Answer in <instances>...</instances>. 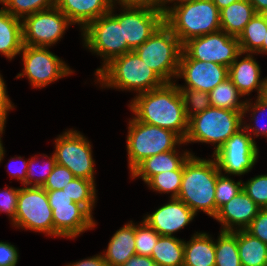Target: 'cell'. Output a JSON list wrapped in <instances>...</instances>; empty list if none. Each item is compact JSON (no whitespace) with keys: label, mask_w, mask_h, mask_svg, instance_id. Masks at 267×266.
Returning a JSON list of instances; mask_svg holds the SVG:
<instances>
[{"label":"cell","mask_w":267,"mask_h":266,"mask_svg":"<svg viewBox=\"0 0 267 266\" xmlns=\"http://www.w3.org/2000/svg\"><path fill=\"white\" fill-rule=\"evenodd\" d=\"M123 9V10H122ZM116 14L123 21L124 40H127L128 52L144 43L164 23L161 9L123 7Z\"/></svg>","instance_id":"2e32d148"},{"label":"cell","mask_w":267,"mask_h":266,"mask_svg":"<svg viewBox=\"0 0 267 266\" xmlns=\"http://www.w3.org/2000/svg\"><path fill=\"white\" fill-rule=\"evenodd\" d=\"M267 32V14L256 13L238 37L240 51L255 53L262 47Z\"/></svg>","instance_id":"f1b7e54d"},{"label":"cell","mask_w":267,"mask_h":266,"mask_svg":"<svg viewBox=\"0 0 267 266\" xmlns=\"http://www.w3.org/2000/svg\"><path fill=\"white\" fill-rule=\"evenodd\" d=\"M260 209L242 190L218 209L214 219L222 225L221 231L245 230Z\"/></svg>","instance_id":"d6986e66"},{"label":"cell","mask_w":267,"mask_h":266,"mask_svg":"<svg viewBox=\"0 0 267 266\" xmlns=\"http://www.w3.org/2000/svg\"><path fill=\"white\" fill-rule=\"evenodd\" d=\"M69 25L70 20L56 6L27 15L22 19L23 45L51 48Z\"/></svg>","instance_id":"4fadbf2b"},{"label":"cell","mask_w":267,"mask_h":266,"mask_svg":"<svg viewBox=\"0 0 267 266\" xmlns=\"http://www.w3.org/2000/svg\"><path fill=\"white\" fill-rule=\"evenodd\" d=\"M258 14H267V0H248Z\"/></svg>","instance_id":"816d5d0a"},{"label":"cell","mask_w":267,"mask_h":266,"mask_svg":"<svg viewBox=\"0 0 267 266\" xmlns=\"http://www.w3.org/2000/svg\"><path fill=\"white\" fill-rule=\"evenodd\" d=\"M220 173L241 176L252 170L259 157L256 141L242 127L212 154Z\"/></svg>","instance_id":"7c38bea8"},{"label":"cell","mask_w":267,"mask_h":266,"mask_svg":"<svg viewBox=\"0 0 267 266\" xmlns=\"http://www.w3.org/2000/svg\"><path fill=\"white\" fill-rule=\"evenodd\" d=\"M17 159L16 161L19 162L21 161L19 164V166L17 167H13L15 165L11 164V162ZM19 160V161H18ZM10 163H8V172L10 173L11 177H16L17 180L21 181L23 186H26V173H27V166H28V161H26L25 159H23L21 156H18L16 158H11ZM16 162V163H17ZM13 165V166H12Z\"/></svg>","instance_id":"bcb514c9"},{"label":"cell","mask_w":267,"mask_h":266,"mask_svg":"<svg viewBox=\"0 0 267 266\" xmlns=\"http://www.w3.org/2000/svg\"><path fill=\"white\" fill-rule=\"evenodd\" d=\"M23 72L16 78L27 77L34 88H43L64 76L74 73L68 64L49 51L48 47L23 45L20 52Z\"/></svg>","instance_id":"8fae6325"},{"label":"cell","mask_w":267,"mask_h":266,"mask_svg":"<svg viewBox=\"0 0 267 266\" xmlns=\"http://www.w3.org/2000/svg\"><path fill=\"white\" fill-rule=\"evenodd\" d=\"M244 53H240L228 68V77L237 89L244 95H250L257 90L258 97L261 96L264 78L261 80V67L252 53H246L243 59L239 60ZM239 60V61H238Z\"/></svg>","instance_id":"ffe728a7"},{"label":"cell","mask_w":267,"mask_h":266,"mask_svg":"<svg viewBox=\"0 0 267 266\" xmlns=\"http://www.w3.org/2000/svg\"><path fill=\"white\" fill-rule=\"evenodd\" d=\"M237 246L242 266H267V244L246 230H237Z\"/></svg>","instance_id":"4316f807"},{"label":"cell","mask_w":267,"mask_h":266,"mask_svg":"<svg viewBox=\"0 0 267 266\" xmlns=\"http://www.w3.org/2000/svg\"><path fill=\"white\" fill-rule=\"evenodd\" d=\"M111 10L92 21L81 33L86 49L103 58L102 68L111 60L128 53L123 21Z\"/></svg>","instance_id":"ba28073f"},{"label":"cell","mask_w":267,"mask_h":266,"mask_svg":"<svg viewBox=\"0 0 267 266\" xmlns=\"http://www.w3.org/2000/svg\"><path fill=\"white\" fill-rule=\"evenodd\" d=\"M135 254V224L131 220L113 234L102 256L109 266H122Z\"/></svg>","instance_id":"603a6c76"},{"label":"cell","mask_w":267,"mask_h":266,"mask_svg":"<svg viewBox=\"0 0 267 266\" xmlns=\"http://www.w3.org/2000/svg\"><path fill=\"white\" fill-rule=\"evenodd\" d=\"M160 236L144 219L140 224H135L136 254L151 257Z\"/></svg>","instance_id":"8d00e7d4"},{"label":"cell","mask_w":267,"mask_h":266,"mask_svg":"<svg viewBox=\"0 0 267 266\" xmlns=\"http://www.w3.org/2000/svg\"><path fill=\"white\" fill-rule=\"evenodd\" d=\"M196 214L178 198L159 207L152 214H146L144 220L160 235L174 236L177 231L190 224Z\"/></svg>","instance_id":"e0dca14e"},{"label":"cell","mask_w":267,"mask_h":266,"mask_svg":"<svg viewBox=\"0 0 267 266\" xmlns=\"http://www.w3.org/2000/svg\"><path fill=\"white\" fill-rule=\"evenodd\" d=\"M261 97L267 101V77L264 78V84H263Z\"/></svg>","instance_id":"6f0895ef"},{"label":"cell","mask_w":267,"mask_h":266,"mask_svg":"<svg viewBox=\"0 0 267 266\" xmlns=\"http://www.w3.org/2000/svg\"><path fill=\"white\" fill-rule=\"evenodd\" d=\"M242 190L260 207L267 208V174L242 182Z\"/></svg>","instance_id":"ab89813d"},{"label":"cell","mask_w":267,"mask_h":266,"mask_svg":"<svg viewBox=\"0 0 267 266\" xmlns=\"http://www.w3.org/2000/svg\"><path fill=\"white\" fill-rule=\"evenodd\" d=\"M50 206H63L75 203L71 198L63 191V189L46 191Z\"/></svg>","instance_id":"c3c4849f"},{"label":"cell","mask_w":267,"mask_h":266,"mask_svg":"<svg viewBox=\"0 0 267 266\" xmlns=\"http://www.w3.org/2000/svg\"><path fill=\"white\" fill-rule=\"evenodd\" d=\"M243 113L223 108L209 107L188 120L187 143L214 145L216 152L235 132L243 127Z\"/></svg>","instance_id":"5b68a950"},{"label":"cell","mask_w":267,"mask_h":266,"mask_svg":"<svg viewBox=\"0 0 267 266\" xmlns=\"http://www.w3.org/2000/svg\"><path fill=\"white\" fill-rule=\"evenodd\" d=\"M66 266H109L104 260L102 254H97L87 259L79 260L76 263H70Z\"/></svg>","instance_id":"f907efd6"},{"label":"cell","mask_w":267,"mask_h":266,"mask_svg":"<svg viewBox=\"0 0 267 266\" xmlns=\"http://www.w3.org/2000/svg\"><path fill=\"white\" fill-rule=\"evenodd\" d=\"M238 0H212V2L217 6L219 10L229 6L233 2H236Z\"/></svg>","instance_id":"db71d44e"},{"label":"cell","mask_w":267,"mask_h":266,"mask_svg":"<svg viewBox=\"0 0 267 266\" xmlns=\"http://www.w3.org/2000/svg\"><path fill=\"white\" fill-rule=\"evenodd\" d=\"M255 14V9L248 0L233 2L220 10L221 30L238 38Z\"/></svg>","instance_id":"484cf974"},{"label":"cell","mask_w":267,"mask_h":266,"mask_svg":"<svg viewBox=\"0 0 267 266\" xmlns=\"http://www.w3.org/2000/svg\"><path fill=\"white\" fill-rule=\"evenodd\" d=\"M126 139L130 173L146 158L175 150L184 141L173 131L142 123L133 116L129 120Z\"/></svg>","instance_id":"8992f818"},{"label":"cell","mask_w":267,"mask_h":266,"mask_svg":"<svg viewBox=\"0 0 267 266\" xmlns=\"http://www.w3.org/2000/svg\"><path fill=\"white\" fill-rule=\"evenodd\" d=\"M11 224L53 237V213L46 190L37 186L19 188L16 216Z\"/></svg>","instance_id":"9c48e42d"},{"label":"cell","mask_w":267,"mask_h":266,"mask_svg":"<svg viewBox=\"0 0 267 266\" xmlns=\"http://www.w3.org/2000/svg\"><path fill=\"white\" fill-rule=\"evenodd\" d=\"M183 175V165L178 170L165 171L154 175L146 184L158 193H171L170 198H177Z\"/></svg>","instance_id":"d6a6232c"},{"label":"cell","mask_w":267,"mask_h":266,"mask_svg":"<svg viewBox=\"0 0 267 266\" xmlns=\"http://www.w3.org/2000/svg\"><path fill=\"white\" fill-rule=\"evenodd\" d=\"M6 90V84L0 74V117L7 119V113H9L10 109H14V104H12Z\"/></svg>","instance_id":"7dc6e473"},{"label":"cell","mask_w":267,"mask_h":266,"mask_svg":"<svg viewBox=\"0 0 267 266\" xmlns=\"http://www.w3.org/2000/svg\"><path fill=\"white\" fill-rule=\"evenodd\" d=\"M183 266H215V241L205 232H196L184 241Z\"/></svg>","instance_id":"d4e9b609"},{"label":"cell","mask_w":267,"mask_h":266,"mask_svg":"<svg viewBox=\"0 0 267 266\" xmlns=\"http://www.w3.org/2000/svg\"><path fill=\"white\" fill-rule=\"evenodd\" d=\"M134 51L165 83L174 82L173 78L178 74L182 44L165 23Z\"/></svg>","instance_id":"52a82bcc"},{"label":"cell","mask_w":267,"mask_h":266,"mask_svg":"<svg viewBox=\"0 0 267 266\" xmlns=\"http://www.w3.org/2000/svg\"><path fill=\"white\" fill-rule=\"evenodd\" d=\"M94 74L101 88L135 91L136 95L165 83L135 51L114 58L103 68H97Z\"/></svg>","instance_id":"3957f363"},{"label":"cell","mask_w":267,"mask_h":266,"mask_svg":"<svg viewBox=\"0 0 267 266\" xmlns=\"http://www.w3.org/2000/svg\"><path fill=\"white\" fill-rule=\"evenodd\" d=\"M50 207L53 213L54 237L74 239L96 226L93 215L78 203Z\"/></svg>","instance_id":"ac0fdd59"},{"label":"cell","mask_w":267,"mask_h":266,"mask_svg":"<svg viewBox=\"0 0 267 266\" xmlns=\"http://www.w3.org/2000/svg\"><path fill=\"white\" fill-rule=\"evenodd\" d=\"M122 266H157L150 256L137 255L130 257Z\"/></svg>","instance_id":"681fc988"},{"label":"cell","mask_w":267,"mask_h":266,"mask_svg":"<svg viewBox=\"0 0 267 266\" xmlns=\"http://www.w3.org/2000/svg\"><path fill=\"white\" fill-rule=\"evenodd\" d=\"M56 7L83 31L92 21L111 10V0H56Z\"/></svg>","instance_id":"44dd1931"},{"label":"cell","mask_w":267,"mask_h":266,"mask_svg":"<svg viewBox=\"0 0 267 266\" xmlns=\"http://www.w3.org/2000/svg\"><path fill=\"white\" fill-rule=\"evenodd\" d=\"M74 178L75 176L67 167L56 164L42 188L46 191L61 190Z\"/></svg>","instance_id":"60d3db41"},{"label":"cell","mask_w":267,"mask_h":266,"mask_svg":"<svg viewBox=\"0 0 267 266\" xmlns=\"http://www.w3.org/2000/svg\"><path fill=\"white\" fill-rule=\"evenodd\" d=\"M56 164L67 167L75 177L95 182L92 145L78 130L70 129L54 140Z\"/></svg>","instance_id":"30bf717a"},{"label":"cell","mask_w":267,"mask_h":266,"mask_svg":"<svg viewBox=\"0 0 267 266\" xmlns=\"http://www.w3.org/2000/svg\"><path fill=\"white\" fill-rule=\"evenodd\" d=\"M252 99L247 100L246 99V105L244 107L243 110V118L246 116V114L248 112L251 111L250 116L252 118H250V120L254 121V125H250L246 124L245 121H243V128L247 131V133L251 136V133L254 134V136L259 137L260 134L265 135L267 137V123L263 126L260 124V120L259 119H263L266 115H263L264 113H266L265 111H267V101L265 99H263L261 96H257L256 102L253 103L250 101ZM258 113V115H257ZM262 116H260V115Z\"/></svg>","instance_id":"e575fe53"},{"label":"cell","mask_w":267,"mask_h":266,"mask_svg":"<svg viewBox=\"0 0 267 266\" xmlns=\"http://www.w3.org/2000/svg\"><path fill=\"white\" fill-rule=\"evenodd\" d=\"M117 1V2H116ZM116 2V3H115ZM112 6L161 9V0H111Z\"/></svg>","instance_id":"f6af8a7d"},{"label":"cell","mask_w":267,"mask_h":266,"mask_svg":"<svg viewBox=\"0 0 267 266\" xmlns=\"http://www.w3.org/2000/svg\"><path fill=\"white\" fill-rule=\"evenodd\" d=\"M164 23L183 45L189 39L221 30L220 10L212 0H192L167 7Z\"/></svg>","instance_id":"277c9868"},{"label":"cell","mask_w":267,"mask_h":266,"mask_svg":"<svg viewBox=\"0 0 267 266\" xmlns=\"http://www.w3.org/2000/svg\"><path fill=\"white\" fill-rule=\"evenodd\" d=\"M23 47L22 19L0 9V54L8 60L20 54Z\"/></svg>","instance_id":"cb8c5ba5"},{"label":"cell","mask_w":267,"mask_h":266,"mask_svg":"<svg viewBox=\"0 0 267 266\" xmlns=\"http://www.w3.org/2000/svg\"><path fill=\"white\" fill-rule=\"evenodd\" d=\"M215 240V266H242L236 231H220Z\"/></svg>","instance_id":"4dcf8cb0"},{"label":"cell","mask_w":267,"mask_h":266,"mask_svg":"<svg viewBox=\"0 0 267 266\" xmlns=\"http://www.w3.org/2000/svg\"><path fill=\"white\" fill-rule=\"evenodd\" d=\"M128 106L136 120L173 131L185 140L188 119L175 81L136 95Z\"/></svg>","instance_id":"6da1fadb"},{"label":"cell","mask_w":267,"mask_h":266,"mask_svg":"<svg viewBox=\"0 0 267 266\" xmlns=\"http://www.w3.org/2000/svg\"><path fill=\"white\" fill-rule=\"evenodd\" d=\"M245 230L267 244V208H261Z\"/></svg>","instance_id":"7bdbcfd3"},{"label":"cell","mask_w":267,"mask_h":266,"mask_svg":"<svg viewBox=\"0 0 267 266\" xmlns=\"http://www.w3.org/2000/svg\"><path fill=\"white\" fill-rule=\"evenodd\" d=\"M6 124V118L1 117L0 118V162L4 159L5 156V148L3 147L1 135L3 134L4 128Z\"/></svg>","instance_id":"f5cc1de1"},{"label":"cell","mask_w":267,"mask_h":266,"mask_svg":"<svg viewBox=\"0 0 267 266\" xmlns=\"http://www.w3.org/2000/svg\"><path fill=\"white\" fill-rule=\"evenodd\" d=\"M18 257L19 252L14 245L0 241V266H16Z\"/></svg>","instance_id":"ee69618b"},{"label":"cell","mask_w":267,"mask_h":266,"mask_svg":"<svg viewBox=\"0 0 267 266\" xmlns=\"http://www.w3.org/2000/svg\"><path fill=\"white\" fill-rule=\"evenodd\" d=\"M182 50L191 59L214 62L228 68L241 53L238 38L223 30L191 38L182 45Z\"/></svg>","instance_id":"5bb4252c"},{"label":"cell","mask_w":267,"mask_h":266,"mask_svg":"<svg viewBox=\"0 0 267 266\" xmlns=\"http://www.w3.org/2000/svg\"><path fill=\"white\" fill-rule=\"evenodd\" d=\"M96 183L85 178L75 177L65 185L63 191L72 201L82 205L91 215L96 203Z\"/></svg>","instance_id":"1f68e13d"},{"label":"cell","mask_w":267,"mask_h":266,"mask_svg":"<svg viewBox=\"0 0 267 266\" xmlns=\"http://www.w3.org/2000/svg\"><path fill=\"white\" fill-rule=\"evenodd\" d=\"M43 157L45 158L47 157L48 160L43 163L42 167L40 165V168H42L41 171L40 169H38V171H35L37 170V166H38V162L36 161L37 160L36 156L28 159V166H27V173H26V186L42 187L44 183L46 182L47 178L49 177V175L52 173L53 168L56 165V160H55L53 153L51 157L45 154H43Z\"/></svg>","instance_id":"74e56055"},{"label":"cell","mask_w":267,"mask_h":266,"mask_svg":"<svg viewBox=\"0 0 267 266\" xmlns=\"http://www.w3.org/2000/svg\"><path fill=\"white\" fill-rule=\"evenodd\" d=\"M215 159H201L192 154L183 164V175L178 199L183 201L196 215L200 210L216 215L215 187L218 178Z\"/></svg>","instance_id":"7a4b0ae2"},{"label":"cell","mask_w":267,"mask_h":266,"mask_svg":"<svg viewBox=\"0 0 267 266\" xmlns=\"http://www.w3.org/2000/svg\"><path fill=\"white\" fill-rule=\"evenodd\" d=\"M184 103V111L189 120L196 114L211 107L209 93L191 88H179Z\"/></svg>","instance_id":"d590c367"},{"label":"cell","mask_w":267,"mask_h":266,"mask_svg":"<svg viewBox=\"0 0 267 266\" xmlns=\"http://www.w3.org/2000/svg\"><path fill=\"white\" fill-rule=\"evenodd\" d=\"M177 79L183 78L185 84L178 88H191L210 92L228 78V67L214 62L191 59L183 50L179 59Z\"/></svg>","instance_id":"9a60e30c"},{"label":"cell","mask_w":267,"mask_h":266,"mask_svg":"<svg viewBox=\"0 0 267 266\" xmlns=\"http://www.w3.org/2000/svg\"><path fill=\"white\" fill-rule=\"evenodd\" d=\"M244 95L228 77L209 92L211 107L243 112L245 101L239 99Z\"/></svg>","instance_id":"f546056e"},{"label":"cell","mask_w":267,"mask_h":266,"mask_svg":"<svg viewBox=\"0 0 267 266\" xmlns=\"http://www.w3.org/2000/svg\"><path fill=\"white\" fill-rule=\"evenodd\" d=\"M192 155L189 151L179 153L177 149L153 155L142 161L130 174L131 178L141 177L147 183L154 175L165 171L178 170Z\"/></svg>","instance_id":"7402d4cb"},{"label":"cell","mask_w":267,"mask_h":266,"mask_svg":"<svg viewBox=\"0 0 267 266\" xmlns=\"http://www.w3.org/2000/svg\"><path fill=\"white\" fill-rule=\"evenodd\" d=\"M255 54H267V32L263 40L262 47Z\"/></svg>","instance_id":"9f6ffc18"},{"label":"cell","mask_w":267,"mask_h":266,"mask_svg":"<svg viewBox=\"0 0 267 266\" xmlns=\"http://www.w3.org/2000/svg\"><path fill=\"white\" fill-rule=\"evenodd\" d=\"M3 8L12 16H25L56 6V0H0Z\"/></svg>","instance_id":"836d02e7"},{"label":"cell","mask_w":267,"mask_h":266,"mask_svg":"<svg viewBox=\"0 0 267 266\" xmlns=\"http://www.w3.org/2000/svg\"><path fill=\"white\" fill-rule=\"evenodd\" d=\"M242 191V180L235 182L225 173H219L215 187L216 214L218 209Z\"/></svg>","instance_id":"f35d334b"},{"label":"cell","mask_w":267,"mask_h":266,"mask_svg":"<svg viewBox=\"0 0 267 266\" xmlns=\"http://www.w3.org/2000/svg\"><path fill=\"white\" fill-rule=\"evenodd\" d=\"M151 258L157 266H183L184 240L161 235L153 248Z\"/></svg>","instance_id":"83f0119b"},{"label":"cell","mask_w":267,"mask_h":266,"mask_svg":"<svg viewBox=\"0 0 267 266\" xmlns=\"http://www.w3.org/2000/svg\"><path fill=\"white\" fill-rule=\"evenodd\" d=\"M19 188H7L0 191V212H5L13 222L16 216Z\"/></svg>","instance_id":"b9f144b4"},{"label":"cell","mask_w":267,"mask_h":266,"mask_svg":"<svg viewBox=\"0 0 267 266\" xmlns=\"http://www.w3.org/2000/svg\"><path fill=\"white\" fill-rule=\"evenodd\" d=\"M185 1H192V0H161V10L165 13L167 11V5L166 4H168V3L170 4V3L174 2L173 5H175V4L185 2Z\"/></svg>","instance_id":"11a10c76"}]
</instances>
